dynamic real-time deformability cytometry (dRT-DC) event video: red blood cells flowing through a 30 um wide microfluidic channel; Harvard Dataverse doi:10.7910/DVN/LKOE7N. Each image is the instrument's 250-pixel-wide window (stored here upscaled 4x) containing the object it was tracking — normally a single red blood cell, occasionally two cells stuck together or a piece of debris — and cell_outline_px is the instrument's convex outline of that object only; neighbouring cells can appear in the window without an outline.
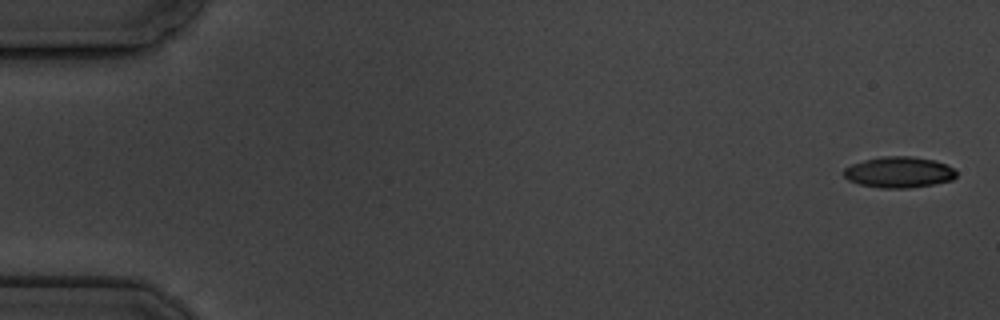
{"species": "common noctule bat (a hibernating species)", "species_latin": "Nyctalus noctula", "temperature_condition": "cold", "stored_images_in_passage": 5, "camera_frame_rate_fps": 3000, "um_per_image_px": 0.085, "animal": {"sex": "male", "body_mass_g": 19.5, "forearm_length_mm": 54.6}, "frame": {"image": 1, "passage_image": 1, "time_ms": 0.0, "image_size_px": [1000, 320], "cell_outline_px": [[956, 176], [952, 180], [932, 184], [908, 188], [880, 188], [860, 184], [848, 180], [844, 176], [844, 168], [852, 164], [864, 160], [884, 156], [912, 156], [936, 160], [952, 168], [956, 172]], "centroid_in_image_um": [76.4, 14.63], "position_along_channel_um": 8.6, "area_um2": 20.23}}
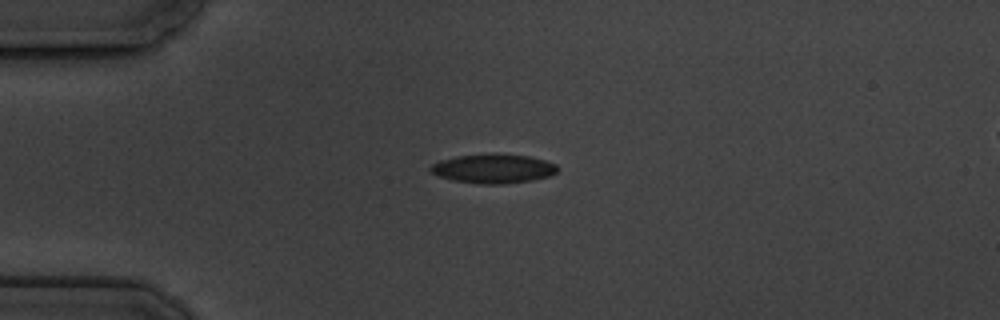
{"frame": {"image": 2, "passage_image": 5, "time_ms": 4.333, "image_size_px": [1000, 320], "cell_outline_px": [[560, 168], [552, 176], [532, 180], [504, 184], [480, 184], [452, 180], [440, 176], [432, 172], [428, 168], [432, 164], [440, 160], [456, 156], [496, 152], [528, 156], [544, 160], [556, 164]], "centroid_in_image_um": [41.96, 14.32], "position_along_channel_um": 43.0, "area_um2": 21.96}}